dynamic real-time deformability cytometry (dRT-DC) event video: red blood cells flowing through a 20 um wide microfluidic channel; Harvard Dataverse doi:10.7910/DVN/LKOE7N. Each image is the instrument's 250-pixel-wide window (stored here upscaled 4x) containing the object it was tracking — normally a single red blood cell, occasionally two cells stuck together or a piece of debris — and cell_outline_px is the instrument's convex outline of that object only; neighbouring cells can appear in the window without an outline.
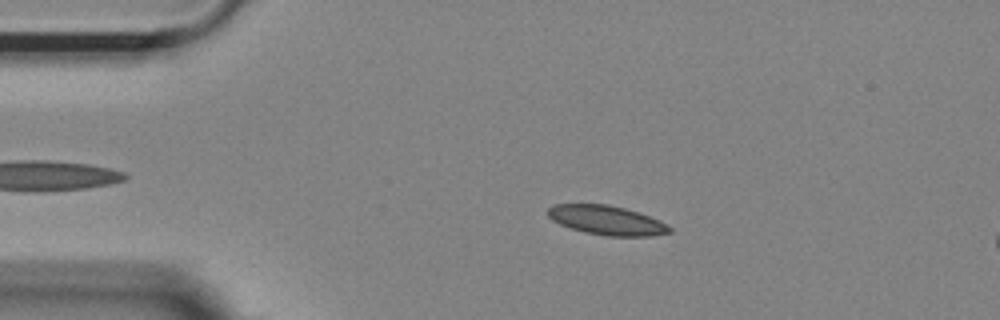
{"species": "Egyptian fruit bat (a non-hibernating species)", "species_latin": "Rousettus aegyptiacus", "temperature_condition": "room temperature", "stored_images_in_passage": 16, "camera_frame_rate_fps": 3000, "um_per_image_px": 0.085, "animal": {"sex": "female"}, "frame": {"image": 1, "passage_image": 10, "time_ms": 3.0, "image_size_px": [1000, 320], "cell_outline_px": [[672, 232], [652, 236], [608, 236], [584, 232], [560, 224], [552, 220], [548, 216], [548, 208], [552, 204], [608, 204], [640, 212], [660, 220], [668, 224], [672, 228]], "centroid_in_image_um": [51.61, 18.72], "position_along_channel_um": 33.4, "area_um2": 20.92}}